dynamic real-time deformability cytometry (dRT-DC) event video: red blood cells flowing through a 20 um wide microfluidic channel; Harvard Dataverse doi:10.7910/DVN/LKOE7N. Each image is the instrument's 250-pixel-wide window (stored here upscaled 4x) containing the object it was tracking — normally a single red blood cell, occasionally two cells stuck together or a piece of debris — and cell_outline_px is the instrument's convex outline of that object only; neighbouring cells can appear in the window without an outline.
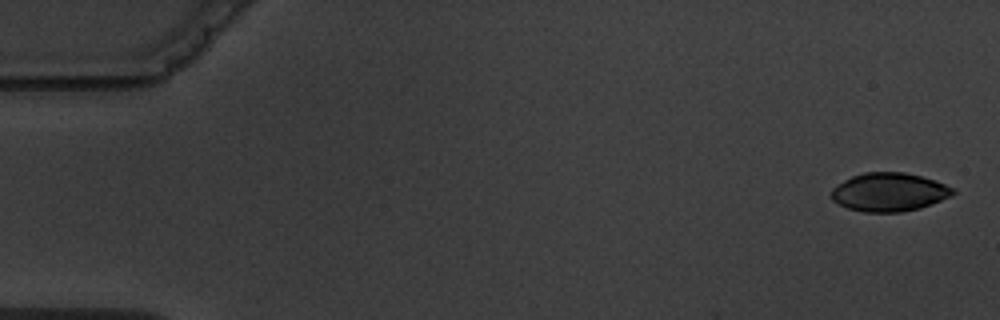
{"species": "common noctule bat (a hibernating species)", "species_latin": "Nyctalus noctula", "temperature_condition": "warm", "stored_images_in_passage": 4, "camera_frame_rate_fps": 3000, "um_per_image_px": 0.085, "animal": {"sex": "male", "body_mass_g": 19.5, "forearm_length_mm": 54.6}, "frame": {"image": 1, "passage_image": 1, "time_ms": 0.0, "image_size_px": [1000, 320], "cell_outline_px": [[956, 192], [952, 196], [932, 204], [920, 208], [900, 212], [864, 212], [848, 208], [832, 200], [832, 188], [844, 180], [852, 176], [864, 172], [904, 172], [920, 176], [944, 184], [952, 188]], "centroid_in_image_um": [75.58, 16.33], "position_along_channel_um": 9.4, "area_um2": 27.11}}
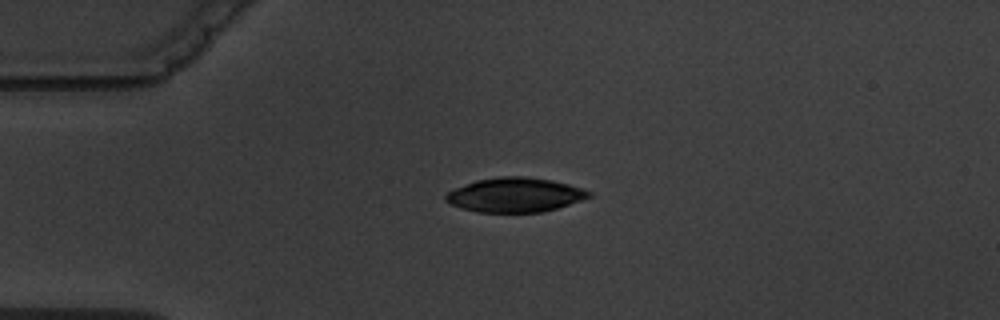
{"frame": {"image": 2, "passage_image": 4, "time_ms": 4.0, "image_size_px": [1000, 320], "cell_outline_px": [[592, 196], [556, 208], [540, 212], [476, 212], [460, 208], [444, 200], [444, 196], [448, 192], [456, 188], [476, 180], [500, 176], [528, 176], [552, 180], [584, 188], [592, 192]], "centroid_in_image_um": [43.77, 16.56], "position_along_channel_um": 41.2, "area_um2": 28.67}}